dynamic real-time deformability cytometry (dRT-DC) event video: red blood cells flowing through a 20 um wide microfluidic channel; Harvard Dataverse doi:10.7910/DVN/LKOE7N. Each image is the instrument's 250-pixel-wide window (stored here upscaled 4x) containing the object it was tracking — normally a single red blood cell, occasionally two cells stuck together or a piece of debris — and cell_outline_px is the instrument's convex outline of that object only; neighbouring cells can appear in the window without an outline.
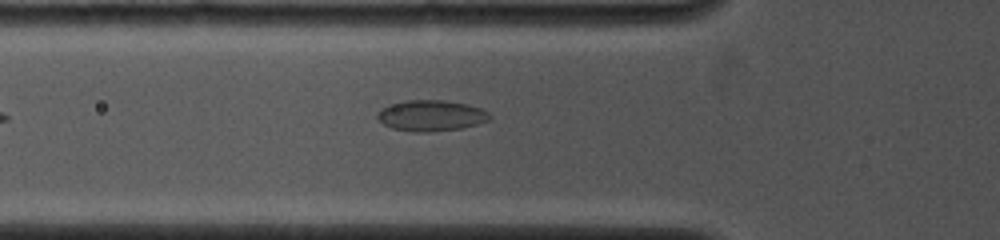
{"species": "common noctule bat (a hibernating species)", "species_latin": "Nyctalus noctula", "temperature_condition": "cold", "stored_images_in_passage": 5, "camera_frame_rate_fps": 4000, "um_per_image_px": 0.085, "animal": {"sex": "female", "body_mass_g": 19.0, "forearm_length_mm": 53.3}, "frame": {"image": 1, "passage_image": 2, "time_ms": 0.5, "image_size_px": [1000, 240], "cell_outline_px": [[492, 120], [460, 128], [432, 132], [416, 132], [392, 128], [384, 124], [376, 116], [380, 108], [388, 104], [408, 100], [444, 100], [468, 104], [480, 108], [488, 112], [492, 116]], "centroid_in_image_um": [36.65, 9.82], "position_along_channel_um": 89.1, "area_um2": 20.35}}
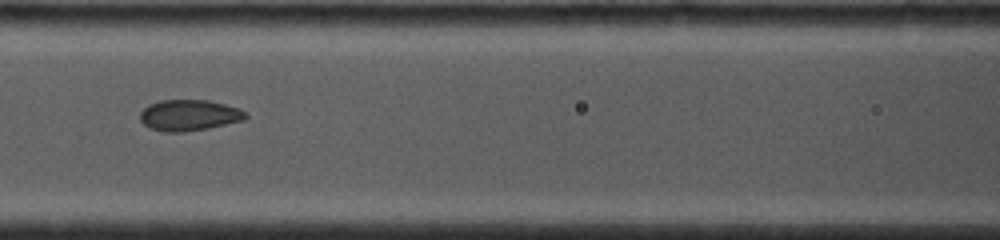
{"frame": {"image": 2, "passage_image": 4, "time_ms": 2.0, "image_size_px": [1000, 240], "cell_outline_px": [[248, 116], [244, 120], [208, 128], [184, 132], [164, 132], [152, 128], [144, 124], [140, 120], [140, 112], [148, 104], [160, 100], [208, 100], [240, 108]], "centroid_in_image_um": [16.07, 9.79], "position_along_channel_um": 150.5, "area_um2": 19.07}}
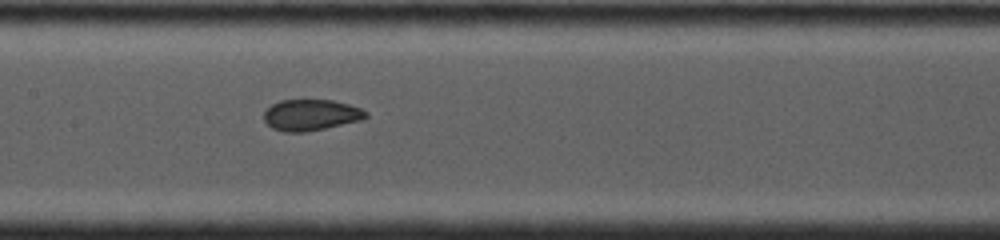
{"frame": {"image": 3, "passage_image": 5, "time_ms": 2.75, "image_size_px": [1000, 240], "cell_outline_px": [[368, 116], [364, 120], [304, 132], [284, 132], [272, 128], [264, 120], [264, 112], [272, 104], [280, 100], [332, 100], [348, 104], [360, 108], [368, 112]], "centroid_in_image_um": [26.44, 9.77], "position_along_channel_um": 181.0, "area_um2": 18.5}}